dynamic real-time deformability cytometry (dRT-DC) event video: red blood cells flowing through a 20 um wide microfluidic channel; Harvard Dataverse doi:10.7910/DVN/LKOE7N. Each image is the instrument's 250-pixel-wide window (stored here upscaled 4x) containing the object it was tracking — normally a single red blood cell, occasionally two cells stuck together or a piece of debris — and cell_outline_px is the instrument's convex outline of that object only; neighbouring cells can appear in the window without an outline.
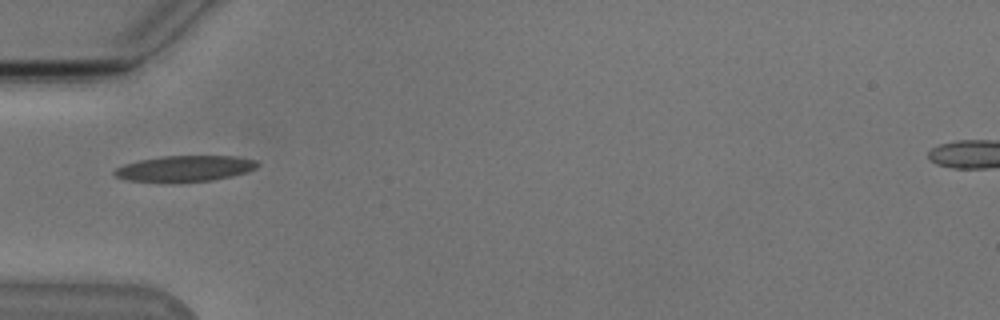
{"species": "Egyptian fruit bat (a non-hibernating species)", "species_latin": "Rousettus aegyptiacus", "temperature_condition": "cold", "stored_images_in_passage": 37, "camera_frame_rate_fps": 3000, "um_per_image_px": 0.085, "animal": {"sex": "male"}, "frame": {"image": 1, "passage_image": 1, "time_ms": 0.0, "image_size_px": [1000, 320], "cell_outline_px": [[260, 164], [256, 168], [232, 176], [212, 180], [128, 180], [116, 176], [112, 172], [116, 168], [124, 164], [140, 160], [160, 156], [236, 156], [256, 160]], "centroid_in_image_um": [15.75, 14.28], "position_along_channel_um": 69.2, "area_um2": 20.81}}
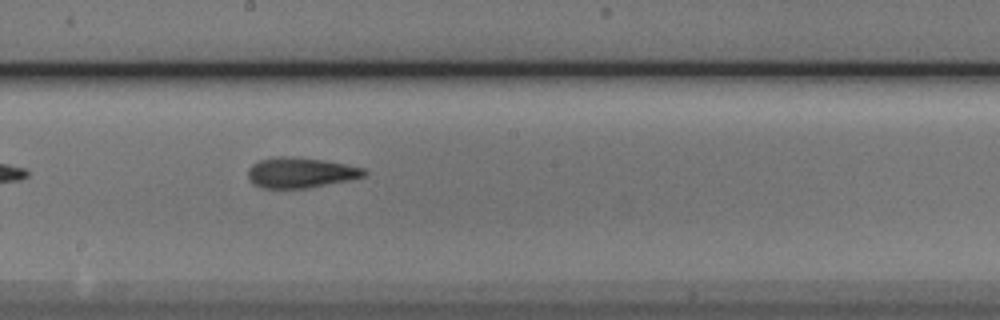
{"frame": {"image": 2, "passage_image": 13, "time_ms": 4.0, "image_size_px": [1000, 320], "cell_outline_px": [[368, 172], [364, 176], [348, 180], [308, 188], [264, 188], [252, 184], [248, 176], [248, 168], [252, 164], [260, 160], [272, 156], [284, 156], [320, 160], [344, 164], [364, 168]], "centroid_in_image_um": [25.5, 14.68], "position_along_channel_um": 222.7, "area_um2": 20.4}}
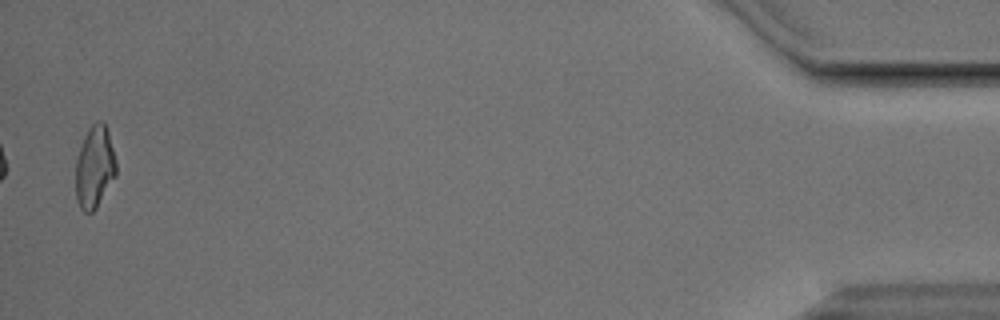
{"frame": {"image": 3, "passage_image": 36, "time_ms": 11.667, "image_size_px": [1000, 320], "cell_outline_px": [[116, 176], [96, 208], [92, 212], [84, 212], [80, 208], [76, 200], [76, 160], [84, 136], [88, 128], [96, 120], [104, 120], [108, 132], [116, 160]], "centroid_in_image_um": [8.04, 14.18], "position_along_channel_um": 427.2, "area_um2": 19.48}, "authors_computed_cell_mechanics": {"area_um2": 19.8832, "velocity_mm_per_s": 3.8315, "shape_relaxation_time_tau1_ms": 6.8243, "shape_relaxation_time_tau2_ms": 3.0032, "deformation_change_tau1": 0.1812, "deformation_change_tau2": 0.1203}}